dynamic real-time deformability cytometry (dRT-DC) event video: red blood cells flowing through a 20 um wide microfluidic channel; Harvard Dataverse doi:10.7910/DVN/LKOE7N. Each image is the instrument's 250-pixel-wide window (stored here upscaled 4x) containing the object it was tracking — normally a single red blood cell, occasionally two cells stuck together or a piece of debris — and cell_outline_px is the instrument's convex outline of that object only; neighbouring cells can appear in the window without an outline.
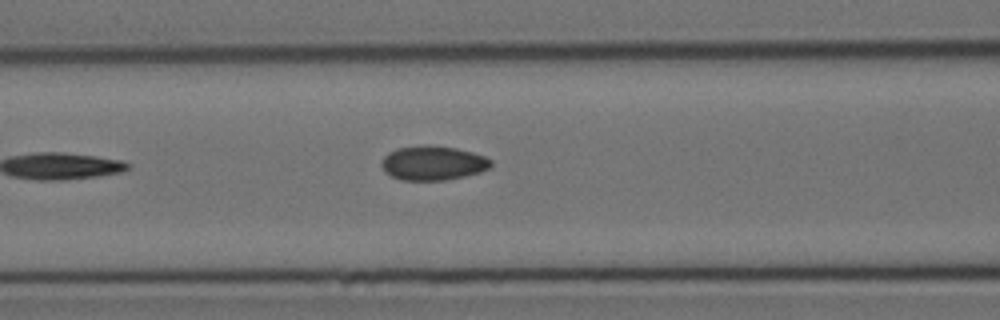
{"species": "Egyptian fruit bat (a non-hibernating species)", "species_latin": "Rousettus aegyptiacus", "temperature_condition": "cold", "stored_images_in_passage": 6, "camera_frame_rate_fps": 3000, "um_per_image_px": 0.085, "animal": {"sex": "female"}, "frame": {"image": 1, "passage_image": 6, "time_ms": 6.0, "image_size_px": [1000, 320], "cell_outline_px": [[492, 164], [488, 168], [480, 172], [448, 180], [400, 180], [384, 172], [380, 164], [384, 156], [388, 152], [396, 148], [424, 144], [428, 144], [456, 148], [472, 152], [484, 156], [492, 160]], "centroid_in_image_um": [36.77, 13.85], "position_along_channel_um": 129.8, "area_um2": 22.14}}